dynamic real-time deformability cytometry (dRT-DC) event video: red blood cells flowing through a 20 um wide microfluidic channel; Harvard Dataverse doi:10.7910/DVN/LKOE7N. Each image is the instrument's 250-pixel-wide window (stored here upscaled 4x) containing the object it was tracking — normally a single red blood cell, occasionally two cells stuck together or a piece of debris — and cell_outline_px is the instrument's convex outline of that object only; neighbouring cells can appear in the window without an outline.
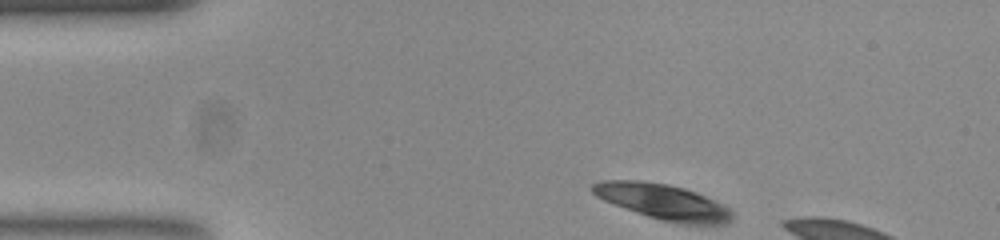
{"species": "common noctule bat (a hibernating species)", "species_latin": "Nyctalus noctula", "temperature_condition": "room temperature", "stored_images_in_passage": 6, "camera_frame_rate_fps": 3000, "um_per_image_px": 0.085, "animal": {"sex": "female", "body_mass_g": 23.0, "forearm_length_mm": 53.4}, "frame": {"image": 1, "passage_image": 1, "time_ms": 0.0, "image_size_px": [1000, 240], "cell_outline_px": [[728, 220], [720, 224], [684, 224], [664, 220], [648, 216], [616, 204], [592, 192], [592, 184], [608, 180], [636, 180], [664, 184], [680, 188], [704, 196], [724, 208], [728, 212]], "centroid_in_image_um": [56.27, 17.14], "position_along_channel_um": 28.7, "area_um2": 26.93}}